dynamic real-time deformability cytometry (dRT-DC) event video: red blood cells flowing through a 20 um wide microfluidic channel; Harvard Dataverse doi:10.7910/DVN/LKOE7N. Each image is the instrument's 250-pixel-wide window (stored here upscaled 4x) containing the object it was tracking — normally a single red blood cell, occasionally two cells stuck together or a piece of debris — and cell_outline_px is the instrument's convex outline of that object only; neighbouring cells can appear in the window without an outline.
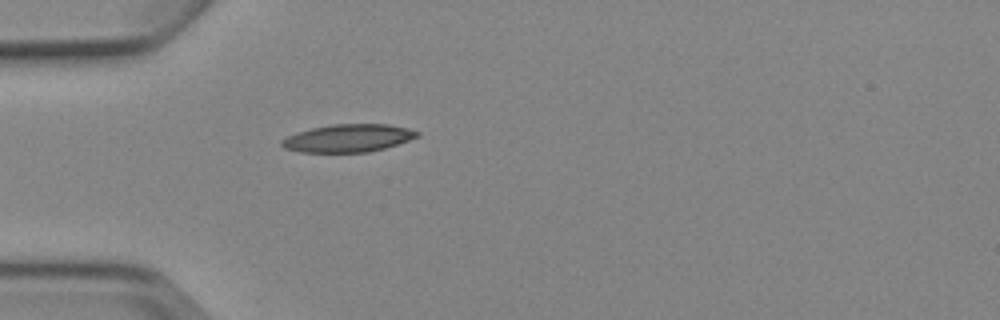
{"species": "Egyptian fruit bat (a non-hibernating species)", "species_latin": "Rousettus aegyptiacus", "temperature_condition": "cold", "stored_images_in_passage": 1, "camera_frame_rate_fps": 3000, "um_per_image_px": 0.085, "animal": {"sex": "female"}, "frame": {"image": 1, "passage_image": 1, "time_ms": 0.0, "image_size_px": [1000, 320], "cell_outline_px": [[420, 136], [384, 148], [368, 152], [300, 152], [284, 148], [280, 144], [280, 140], [296, 132], [312, 128], [332, 124], [388, 124], [408, 128], [420, 132]], "centroid_in_image_um": [29.58, 11.74], "position_along_channel_um": 55.4, "area_um2": 21.91}}